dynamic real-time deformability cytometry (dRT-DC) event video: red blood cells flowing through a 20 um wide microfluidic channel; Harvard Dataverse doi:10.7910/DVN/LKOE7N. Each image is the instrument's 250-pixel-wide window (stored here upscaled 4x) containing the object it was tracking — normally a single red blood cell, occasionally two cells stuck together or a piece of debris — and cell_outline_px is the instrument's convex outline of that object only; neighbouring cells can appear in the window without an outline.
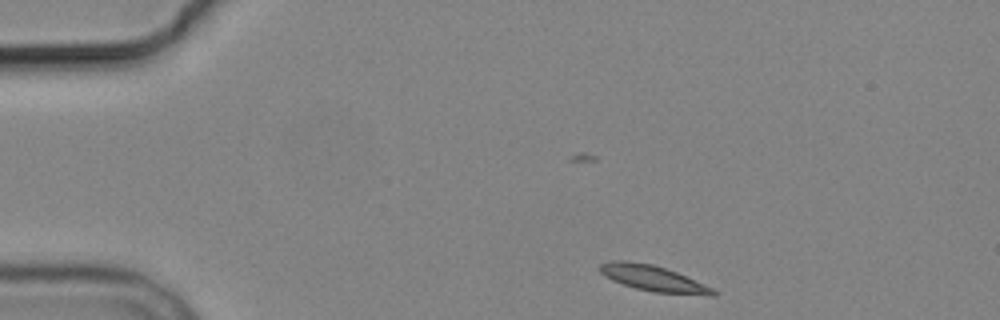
{"species": "common noctule bat (a hibernating species)", "species_latin": "Nyctalus noctula", "temperature_condition": "cold", "stored_images_in_passage": 3, "camera_frame_rate_fps": 3000, "um_per_image_px": 0.085, "animal": {"sex": "male", "body_mass_g": 19.2, "forearm_length_mm": 51.8}, "frame": {"image": 1, "passage_image": 1, "time_ms": 0.0, "image_size_px": [1000, 320], "cell_outline_px": [[720, 292], [716, 296], [712, 296], [652, 292], [636, 288], [612, 280], [604, 276], [596, 268], [600, 264], [608, 260], [628, 260], [652, 264], [676, 272], [704, 284]], "centroid_in_image_um": [55.5, 23.66], "position_along_channel_um": 29.5, "area_um2": 17.22}}